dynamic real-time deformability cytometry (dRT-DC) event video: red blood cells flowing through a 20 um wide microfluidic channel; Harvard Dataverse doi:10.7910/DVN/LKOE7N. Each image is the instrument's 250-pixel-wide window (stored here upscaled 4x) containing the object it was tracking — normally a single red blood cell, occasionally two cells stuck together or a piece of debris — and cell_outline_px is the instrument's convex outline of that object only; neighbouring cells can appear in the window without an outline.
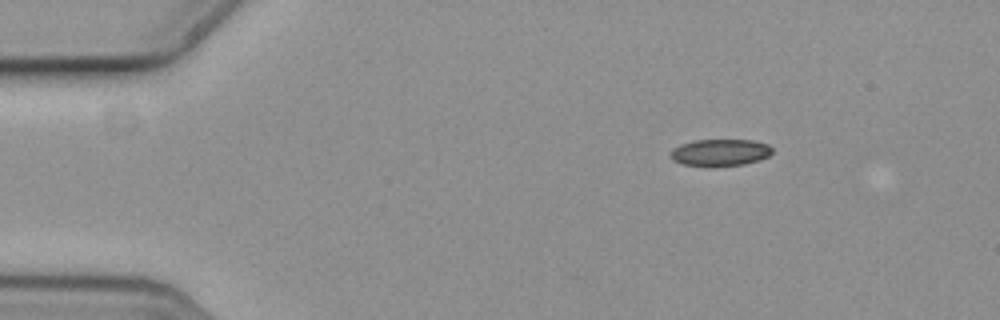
{"species": "common noctule bat (a hibernating species)", "species_latin": "Nyctalus noctula", "temperature_condition": "cold", "stored_images_in_passage": 4, "camera_frame_rate_fps": 3000, "um_per_image_px": 0.085, "animal": {"sex": "female", "body_mass_g": 19.3, "forearm_length_mm": 54.1}, "frame": {"image": 1, "passage_image": 1, "time_ms": 0.0, "image_size_px": [1000, 320], "cell_outline_px": [[772, 152], [768, 156], [760, 160], [740, 164], [684, 164], [672, 160], [668, 156], [668, 152], [672, 148], [680, 144], [692, 140], [752, 140], [768, 144], [772, 148]], "centroid_in_image_um": [61.17, 12.92], "position_along_channel_um": 23.8, "area_um2": 15.55}}
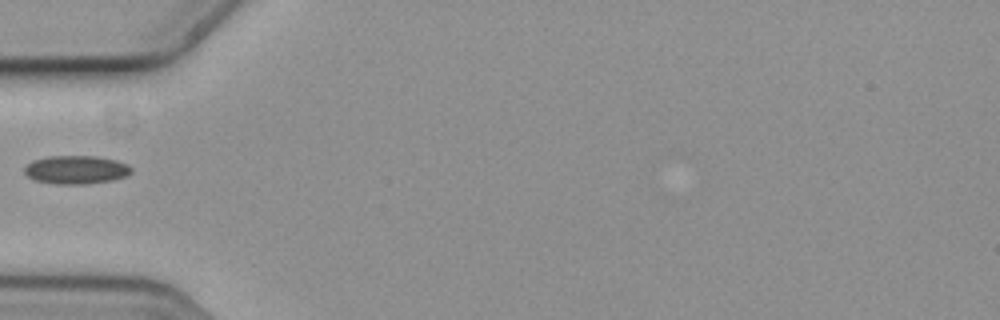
{"frame": {"image": 2, "passage_image": 4, "time_ms": 1.0, "image_size_px": [1000, 320], "cell_outline_px": [[132, 172], [128, 176], [112, 180], [84, 184], [56, 184], [36, 180], [28, 176], [24, 172], [24, 168], [32, 160], [48, 156], [96, 156], [116, 160], [128, 164], [132, 168]], "centroid_in_image_um": [6.5, 14.42], "position_along_channel_um": 78.5, "area_um2": 17.74}}